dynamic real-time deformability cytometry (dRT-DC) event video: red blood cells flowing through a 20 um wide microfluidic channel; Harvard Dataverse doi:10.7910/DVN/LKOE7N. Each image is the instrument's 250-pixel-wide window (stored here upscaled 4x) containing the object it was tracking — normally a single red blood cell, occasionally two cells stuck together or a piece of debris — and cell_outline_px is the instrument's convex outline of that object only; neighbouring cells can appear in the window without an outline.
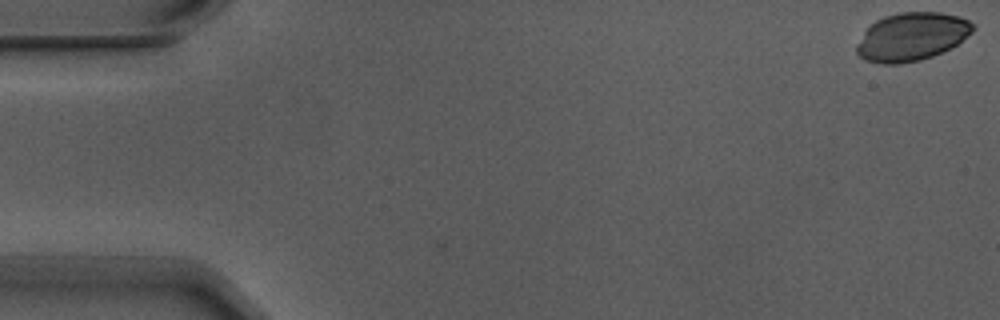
{"species": "Egyptian fruit bat (a non-hibernating species)", "species_latin": "Rousettus aegyptiacus", "temperature_condition": "warm", "stored_images_in_passage": 2, "camera_frame_rate_fps": 3000, "um_per_image_px": 0.085, "animal": {"sex": "male"}, "frame": {"image": 1, "passage_image": 2, "time_ms": 0.333, "image_size_px": [1000, 320], "cell_outline_px": [[976, 28], [972, 32], [952, 48], [932, 56], [920, 60], [900, 64], [884, 64], [864, 60], [856, 52], [856, 44], [864, 32], [876, 20], [884, 16], [900, 12], [940, 12], [960, 16], [976, 24]], "centroid_in_image_um": [77.52, 3.12], "position_along_channel_um": 7.5, "area_um2": 32.83}}